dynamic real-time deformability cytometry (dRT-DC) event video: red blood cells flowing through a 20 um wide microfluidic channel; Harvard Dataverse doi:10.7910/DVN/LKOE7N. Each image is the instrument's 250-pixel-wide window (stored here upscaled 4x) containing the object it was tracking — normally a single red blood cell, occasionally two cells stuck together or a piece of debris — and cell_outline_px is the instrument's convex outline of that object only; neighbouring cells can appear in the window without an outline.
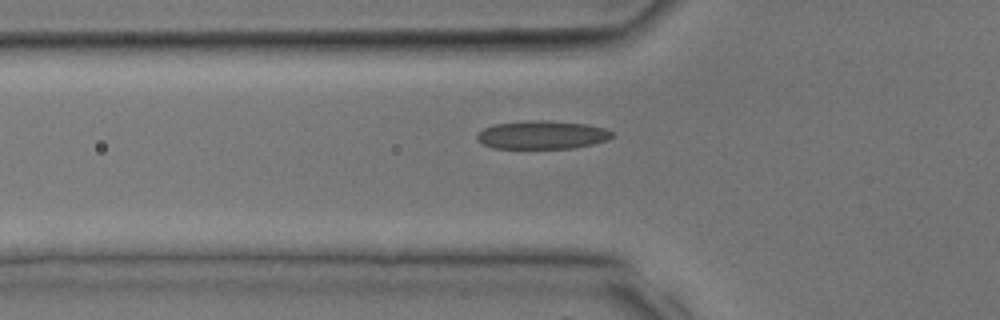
{"species": "common noctule bat (a hibernating species)", "species_latin": "Nyctalus noctula", "temperature_condition": "room temperature", "stored_images_in_passage": 25, "camera_frame_rate_fps": 3000, "um_per_image_px": 0.085, "animal": {"sex": "male", "body_mass_g": 17.9, "forearm_length_mm": 54.2}, "frame": {"image": 1, "passage_image": 5, "time_ms": 1.333, "image_size_px": [1000, 320], "cell_outline_px": [[612, 136], [604, 140], [592, 144], [572, 148], [492, 148], [484, 144], [476, 136], [484, 128], [496, 124], [584, 124], [604, 128], [612, 132]], "centroid_in_image_um": [46.08, 11.54], "position_along_channel_um": 79.7, "area_um2": 20.35}}
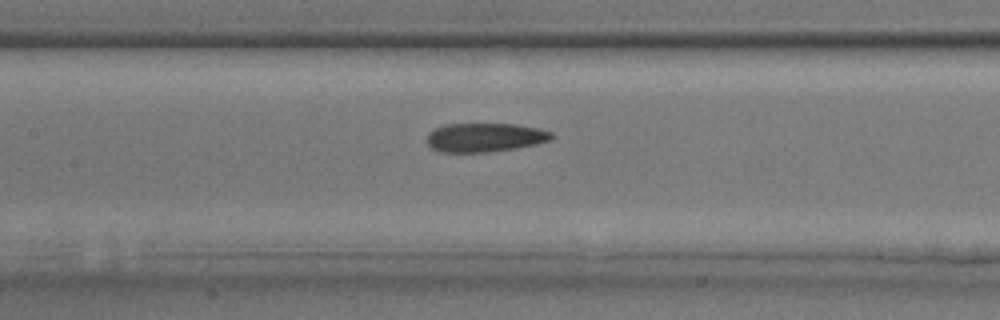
{"frame": {"image": 2, "passage_image": 9, "time_ms": 2.667, "image_size_px": [1000, 320], "cell_outline_px": [[552, 140], [536, 144], [516, 148], [488, 152], [444, 152], [432, 148], [428, 144], [428, 132], [436, 128], [448, 124], [516, 124], [536, 128], [552, 132]], "centroid_in_image_um": [41.23, 11.68], "position_along_channel_um": 166.2, "area_um2": 20.81}}
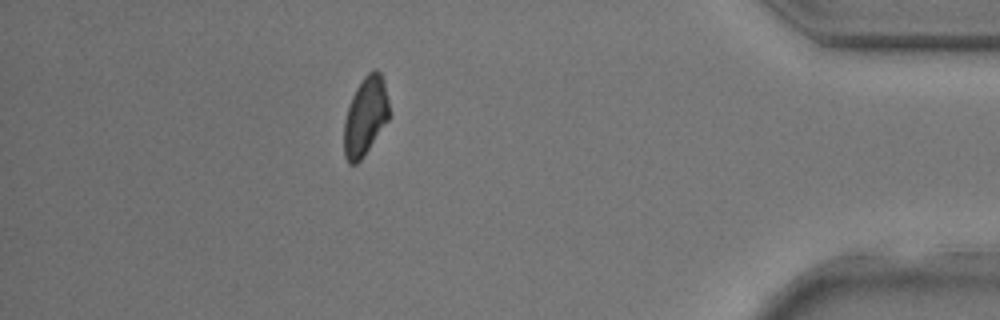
{"frame": {"image": 3, "passage_image": 22, "time_ms": 7.0, "image_size_px": [1000, 320], "cell_outline_px": [[388, 120], [364, 156], [356, 164], [348, 164], [344, 156], [344, 120], [352, 96], [356, 88], [364, 76], [368, 72], [376, 68], [380, 72], [384, 84], [388, 100]], "centroid_in_image_um": [31.04, 9.9], "position_along_channel_um": 404.2, "area_um2": 20.52}}